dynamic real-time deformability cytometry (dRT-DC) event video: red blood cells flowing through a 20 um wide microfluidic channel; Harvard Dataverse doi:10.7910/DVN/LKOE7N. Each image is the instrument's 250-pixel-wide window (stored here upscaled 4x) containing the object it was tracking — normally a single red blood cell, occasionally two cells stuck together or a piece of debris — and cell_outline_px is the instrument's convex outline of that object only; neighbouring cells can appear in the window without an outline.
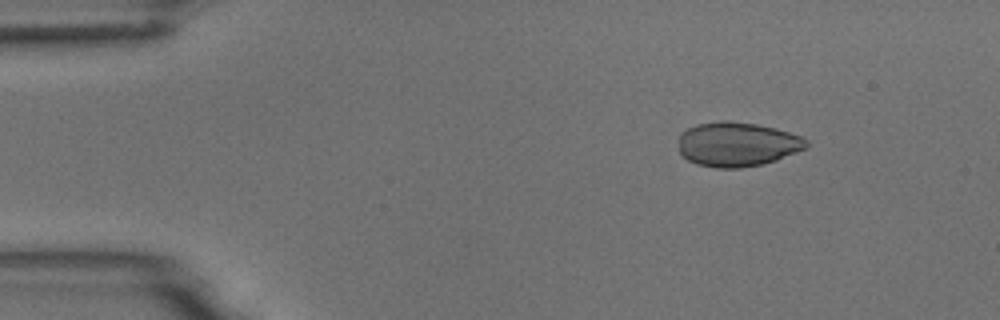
{"species": "common noctule bat (a hibernating species)", "species_latin": "Nyctalus noctula", "temperature_condition": "room temperature", "stored_images_in_passage": 7, "camera_frame_rate_fps": 3000, "um_per_image_px": 0.085, "animal": {"sex": "male", "body_mass_g": 18.8}, "frame": {"image": 1, "passage_image": 1, "time_ms": 0.0, "image_size_px": [1000, 320], "cell_outline_px": [[808, 148], [776, 160], [764, 164], [740, 168], [716, 168], [696, 164], [688, 160], [680, 152], [680, 132], [696, 124], [720, 120], [728, 120], [756, 124], [776, 128], [800, 136], [808, 140]], "centroid_in_image_um": [62.68, 12.26], "position_along_channel_um": 22.3, "area_um2": 33.29}}